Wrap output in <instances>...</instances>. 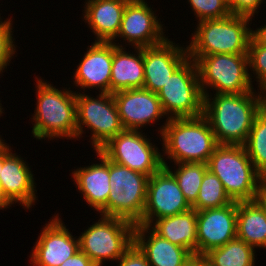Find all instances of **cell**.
Here are the masks:
<instances>
[{"label":"cell","instance_id":"obj_1","mask_svg":"<svg viewBox=\"0 0 266 266\" xmlns=\"http://www.w3.org/2000/svg\"><path fill=\"white\" fill-rule=\"evenodd\" d=\"M255 91V92H254ZM266 105V93L204 95L203 115L219 145H244L256 115Z\"/></svg>","mask_w":266,"mask_h":266},{"label":"cell","instance_id":"obj_2","mask_svg":"<svg viewBox=\"0 0 266 266\" xmlns=\"http://www.w3.org/2000/svg\"><path fill=\"white\" fill-rule=\"evenodd\" d=\"M158 131L163 142L166 160L177 163H208L210 156L219 145L211 129L210 123L204 115L198 117L167 118ZM166 154V155H165ZM165 156L166 160H165Z\"/></svg>","mask_w":266,"mask_h":266},{"label":"cell","instance_id":"obj_3","mask_svg":"<svg viewBox=\"0 0 266 266\" xmlns=\"http://www.w3.org/2000/svg\"><path fill=\"white\" fill-rule=\"evenodd\" d=\"M36 108L33 114V137L39 140L76 138V91L57 89L36 77ZM46 138V139H45Z\"/></svg>","mask_w":266,"mask_h":266},{"label":"cell","instance_id":"obj_4","mask_svg":"<svg viewBox=\"0 0 266 266\" xmlns=\"http://www.w3.org/2000/svg\"><path fill=\"white\" fill-rule=\"evenodd\" d=\"M207 165L233 202L258 199L265 178L255 169L243 145H218Z\"/></svg>","mask_w":266,"mask_h":266},{"label":"cell","instance_id":"obj_5","mask_svg":"<svg viewBox=\"0 0 266 266\" xmlns=\"http://www.w3.org/2000/svg\"><path fill=\"white\" fill-rule=\"evenodd\" d=\"M250 21L252 19L248 17L233 14L199 21L189 45L186 46L188 56L248 54L252 29L249 26Z\"/></svg>","mask_w":266,"mask_h":266},{"label":"cell","instance_id":"obj_6","mask_svg":"<svg viewBox=\"0 0 266 266\" xmlns=\"http://www.w3.org/2000/svg\"><path fill=\"white\" fill-rule=\"evenodd\" d=\"M189 57L196 63L203 96L209 88L216 90L215 94H241L254 90L248 54L221 53Z\"/></svg>","mask_w":266,"mask_h":266},{"label":"cell","instance_id":"obj_7","mask_svg":"<svg viewBox=\"0 0 266 266\" xmlns=\"http://www.w3.org/2000/svg\"><path fill=\"white\" fill-rule=\"evenodd\" d=\"M100 216L78 237L80 251L96 266L106 260L117 261L133 245L136 226L121 218Z\"/></svg>","mask_w":266,"mask_h":266},{"label":"cell","instance_id":"obj_8","mask_svg":"<svg viewBox=\"0 0 266 266\" xmlns=\"http://www.w3.org/2000/svg\"><path fill=\"white\" fill-rule=\"evenodd\" d=\"M108 216L142 225L149 177L109 160Z\"/></svg>","mask_w":266,"mask_h":266},{"label":"cell","instance_id":"obj_9","mask_svg":"<svg viewBox=\"0 0 266 266\" xmlns=\"http://www.w3.org/2000/svg\"><path fill=\"white\" fill-rule=\"evenodd\" d=\"M157 95L168 119L203 115L204 96L195 61L188 57Z\"/></svg>","mask_w":266,"mask_h":266},{"label":"cell","instance_id":"obj_10","mask_svg":"<svg viewBox=\"0 0 266 266\" xmlns=\"http://www.w3.org/2000/svg\"><path fill=\"white\" fill-rule=\"evenodd\" d=\"M76 117V139L82 137L86 126L92 132L89 142L95 151L124 130L111 93H99L93 98L84 92H76Z\"/></svg>","mask_w":266,"mask_h":266},{"label":"cell","instance_id":"obj_11","mask_svg":"<svg viewBox=\"0 0 266 266\" xmlns=\"http://www.w3.org/2000/svg\"><path fill=\"white\" fill-rule=\"evenodd\" d=\"M142 132L124 129L99 151L108 160L150 177L163 167L162 152Z\"/></svg>","mask_w":266,"mask_h":266},{"label":"cell","instance_id":"obj_12","mask_svg":"<svg viewBox=\"0 0 266 266\" xmlns=\"http://www.w3.org/2000/svg\"><path fill=\"white\" fill-rule=\"evenodd\" d=\"M191 208L175 177L164 166L149 177L142 225L150 226L157 219L180 214Z\"/></svg>","mask_w":266,"mask_h":266},{"label":"cell","instance_id":"obj_13","mask_svg":"<svg viewBox=\"0 0 266 266\" xmlns=\"http://www.w3.org/2000/svg\"><path fill=\"white\" fill-rule=\"evenodd\" d=\"M163 25L145 0H129L126 4L117 38L121 37L132 47H151L168 37Z\"/></svg>","mask_w":266,"mask_h":266},{"label":"cell","instance_id":"obj_14","mask_svg":"<svg viewBox=\"0 0 266 266\" xmlns=\"http://www.w3.org/2000/svg\"><path fill=\"white\" fill-rule=\"evenodd\" d=\"M53 216L44 224L29 256L33 266H60L80 251L79 238L72 236L59 214Z\"/></svg>","mask_w":266,"mask_h":266},{"label":"cell","instance_id":"obj_15","mask_svg":"<svg viewBox=\"0 0 266 266\" xmlns=\"http://www.w3.org/2000/svg\"><path fill=\"white\" fill-rule=\"evenodd\" d=\"M237 237V202L197 211V257Z\"/></svg>","mask_w":266,"mask_h":266},{"label":"cell","instance_id":"obj_16","mask_svg":"<svg viewBox=\"0 0 266 266\" xmlns=\"http://www.w3.org/2000/svg\"><path fill=\"white\" fill-rule=\"evenodd\" d=\"M16 153L13 154L11 146L2 147V170L0 185L5 196L14 205L21 204L23 208L30 209L35 205L37 190L35 178L28 163ZM36 191V192H35Z\"/></svg>","mask_w":266,"mask_h":266},{"label":"cell","instance_id":"obj_17","mask_svg":"<svg viewBox=\"0 0 266 266\" xmlns=\"http://www.w3.org/2000/svg\"><path fill=\"white\" fill-rule=\"evenodd\" d=\"M113 97L124 129L140 131V128L165 117L157 93L148 89L119 91Z\"/></svg>","mask_w":266,"mask_h":266},{"label":"cell","instance_id":"obj_18","mask_svg":"<svg viewBox=\"0 0 266 266\" xmlns=\"http://www.w3.org/2000/svg\"><path fill=\"white\" fill-rule=\"evenodd\" d=\"M188 57L187 47H181L168 38L161 44L143 47V88L157 93Z\"/></svg>","mask_w":266,"mask_h":266},{"label":"cell","instance_id":"obj_19","mask_svg":"<svg viewBox=\"0 0 266 266\" xmlns=\"http://www.w3.org/2000/svg\"><path fill=\"white\" fill-rule=\"evenodd\" d=\"M88 47L73 73V82L84 92L95 87L99 93H110L113 42H93Z\"/></svg>","mask_w":266,"mask_h":266},{"label":"cell","instance_id":"obj_20","mask_svg":"<svg viewBox=\"0 0 266 266\" xmlns=\"http://www.w3.org/2000/svg\"><path fill=\"white\" fill-rule=\"evenodd\" d=\"M96 154L100 163L81 167L72 172L74 183L91 206L100 215L108 216V197L111 191L109 177V160L99 151Z\"/></svg>","mask_w":266,"mask_h":266},{"label":"cell","instance_id":"obj_21","mask_svg":"<svg viewBox=\"0 0 266 266\" xmlns=\"http://www.w3.org/2000/svg\"><path fill=\"white\" fill-rule=\"evenodd\" d=\"M134 243L145 254L150 266H187L195 259L189 250L160 237L147 225L135 226Z\"/></svg>","mask_w":266,"mask_h":266},{"label":"cell","instance_id":"obj_22","mask_svg":"<svg viewBox=\"0 0 266 266\" xmlns=\"http://www.w3.org/2000/svg\"><path fill=\"white\" fill-rule=\"evenodd\" d=\"M129 0H86L84 22L96 36L95 42H115Z\"/></svg>","mask_w":266,"mask_h":266},{"label":"cell","instance_id":"obj_23","mask_svg":"<svg viewBox=\"0 0 266 266\" xmlns=\"http://www.w3.org/2000/svg\"><path fill=\"white\" fill-rule=\"evenodd\" d=\"M136 52L125 51L119 43H113V60L111 68L110 93L143 88L144 65L143 48L133 47Z\"/></svg>","mask_w":266,"mask_h":266},{"label":"cell","instance_id":"obj_24","mask_svg":"<svg viewBox=\"0 0 266 266\" xmlns=\"http://www.w3.org/2000/svg\"><path fill=\"white\" fill-rule=\"evenodd\" d=\"M160 237L189 250L197 257V211L193 208L157 219L149 226Z\"/></svg>","mask_w":266,"mask_h":266},{"label":"cell","instance_id":"obj_25","mask_svg":"<svg viewBox=\"0 0 266 266\" xmlns=\"http://www.w3.org/2000/svg\"><path fill=\"white\" fill-rule=\"evenodd\" d=\"M237 238L266 249V207L259 199L237 202Z\"/></svg>","mask_w":266,"mask_h":266},{"label":"cell","instance_id":"obj_26","mask_svg":"<svg viewBox=\"0 0 266 266\" xmlns=\"http://www.w3.org/2000/svg\"><path fill=\"white\" fill-rule=\"evenodd\" d=\"M255 248L235 238L212 249L203 258L211 266H255Z\"/></svg>","mask_w":266,"mask_h":266},{"label":"cell","instance_id":"obj_27","mask_svg":"<svg viewBox=\"0 0 266 266\" xmlns=\"http://www.w3.org/2000/svg\"><path fill=\"white\" fill-rule=\"evenodd\" d=\"M243 146L255 169L266 180V105L256 115Z\"/></svg>","mask_w":266,"mask_h":266},{"label":"cell","instance_id":"obj_28","mask_svg":"<svg viewBox=\"0 0 266 266\" xmlns=\"http://www.w3.org/2000/svg\"><path fill=\"white\" fill-rule=\"evenodd\" d=\"M176 170H172L168 163L164 166L176 179L186 201L192 206L198 197L199 189L205 172L208 170L206 163H177Z\"/></svg>","mask_w":266,"mask_h":266},{"label":"cell","instance_id":"obj_29","mask_svg":"<svg viewBox=\"0 0 266 266\" xmlns=\"http://www.w3.org/2000/svg\"><path fill=\"white\" fill-rule=\"evenodd\" d=\"M233 203L223 183L210 170L205 172L196 202L191 206L196 211L220 208Z\"/></svg>","mask_w":266,"mask_h":266},{"label":"cell","instance_id":"obj_30","mask_svg":"<svg viewBox=\"0 0 266 266\" xmlns=\"http://www.w3.org/2000/svg\"><path fill=\"white\" fill-rule=\"evenodd\" d=\"M188 2L198 22L224 18L231 14L228 0H188Z\"/></svg>","mask_w":266,"mask_h":266},{"label":"cell","instance_id":"obj_31","mask_svg":"<svg viewBox=\"0 0 266 266\" xmlns=\"http://www.w3.org/2000/svg\"><path fill=\"white\" fill-rule=\"evenodd\" d=\"M249 69L253 71L258 90L266 93V46L256 44L252 39L248 48Z\"/></svg>","mask_w":266,"mask_h":266},{"label":"cell","instance_id":"obj_32","mask_svg":"<svg viewBox=\"0 0 266 266\" xmlns=\"http://www.w3.org/2000/svg\"><path fill=\"white\" fill-rule=\"evenodd\" d=\"M12 19L7 18V20H2L0 17V74L4 72L3 70L7 68L11 58L14 57L16 53L15 42L13 39L12 31ZM6 67V68H5Z\"/></svg>","mask_w":266,"mask_h":266},{"label":"cell","instance_id":"obj_33","mask_svg":"<svg viewBox=\"0 0 266 266\" xmlns=\"http://www.w3.org/2000/svg\"><path fill=\"white\" fill-rule=\"evenodd\" d=\"M265 0H228L231 14L253 19L258 8Z\"/></svg>","mask_w":266,"mask_h":266},{"label":"cell","instance_id":"obj_34","mask_svg":"<svg viewBox=\"0 0 266 266\" xmlns=\"http://www.w3.org/2000/svg\"><path fill=\"white\" fill-rule=\"evenodd\" d=\"M118 263V266H150L147 257L135 243L118 259Z\"/></svg>","mask_w":266,"mask_h":266},{"label":"cell","instance_id":"obj_35","mask_svg":"<svg viewBox=\"0 0 266 266\" xmlns=\"http://www.w3.org/2000/svg\"><path fill=\"white\" fill-rule=\"evenodd\" d=\"M60 266H96L95 263L83 252L78 251L68 258Z\"/></svg>","mask_w":266,"mask_h":266},{"label":"cell","instance_id":"obj_36","mask_svg":"<svg viewBox=\"0 0 266 266\" xmlns=\"http://www.w3.org/2000/svg\"><path fill=\"white\" fill-rule=\"evenodd\" d=\"M251 39L258 45L266 46V25L251 30Z\"/></svg>","mask_w":266,"mask_h":266},{"label":"cell","instance_id":"obj_37","mask_svg":"<svg viewBox=\"0 0 266 266\" xmlns=\"http://www.w3.org/2000/svg\"><path fill=\"white\" fill-rule=\"evenodd\" d=\"M11 205H13L9 200L8 198L5 196L3 190H2V187L0 185V210L1 209H7L9 207H11Z\"/></svg>","mask_w":266,"mask_h":266},{"label":"cell","instance_id":"obj_38","mask_svg":"<svg viewBox=\"0 0 266 266\" xmlns=\"http://www.w3.org/2000/svg\"><path fill=\"white\" fill-rule=\"evenodd\" d=\"M258 199L263 203V205L266 207V180L264 181L261 192L259 194Z\"/></svg>","mask_w":266,"mask_h":266},{"label":"cell","instance_id":"obj_39","mask_svg":"<svg viewBox=\"0 0 266 266\" xmlns=\"http://www.w3.org/2000/svg\"><path fill=\"white\" fill-rule=\"evenodd\" d=\"M198 266H211L203 257H198Z\"/></svg>","mask_w":266,"mask_h":266},{"label":"cell","instance_id":"obj_40","mask_svg":"<svg viewBox=\"0 0 266 266\" xmlns=\"http://www.w3.org/2000/svg\"><path fill=\"white\" fill-rule=\"evenodd\" d=\"M187 266H198V257H195V259Z\"/></svg>","mask_w":266,"mask_h":266},{"label":"cell","instance_id":"obj_41","mask_svg":"<svg viewBox=\"0 0 266 266\" xmlns=\"http://www.w3.org/2000/svg\"><path fill=\"white\" fill-rule=\"evenodd\" d=\"M2 170V147L0 148V173Z\"/></svg>","mask_w":266,"mask_h":266},{"label":"cell","instance_id":"obj_42","mask_svg":"<svg viewBox=\"0 0 266 266\" xmlns=\"http://www.w3.org/2000/svg\"><path fill=\"white\" fill-rule=\"evenodd\" d=\"M1 136V135H0ZM6 143L4 142V139L0 137V148L3 147Z\"/></svg>","mask_w":266,"mask_h":266},{"label":"cell","instance_id":"obj_43","mask_svg":"<svg viewBox=\"0 0 266 266\" xmlns=\"http://www.w3.org/2000/svg\"><path fill=\"white\" fill-rule=\"evenodd\" d=\"M1 102V101H0ZM3 108H2V105H1V103H0V116H2V114H3Z\"/></svg>","mask_w":266,"mask_h":266}]
</instances>
